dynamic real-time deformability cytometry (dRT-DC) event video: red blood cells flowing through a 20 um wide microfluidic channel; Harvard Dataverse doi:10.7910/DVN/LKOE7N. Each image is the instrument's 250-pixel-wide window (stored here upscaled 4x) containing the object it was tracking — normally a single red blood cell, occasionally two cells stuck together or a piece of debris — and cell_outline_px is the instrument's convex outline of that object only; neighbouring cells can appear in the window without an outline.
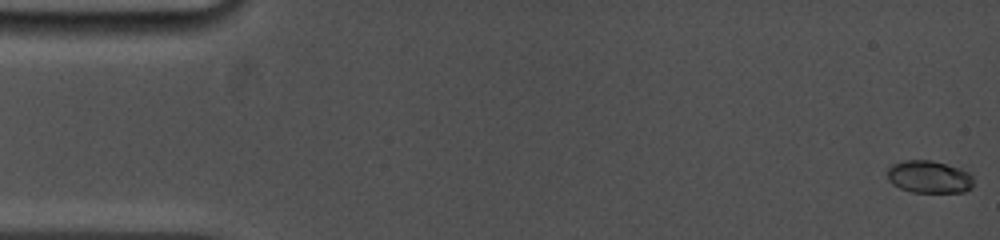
{"species": "common noctule bat (a hibernating species)", "species_latin": "Nyctalus noctula", "temperature_condition": "cold", "stored_images_in_passage": 59, "camera_frame_rate_fps": 5000, "um_per_image_px": 0.085, "animal": {"sex": "female", "body_mass_g": 19.0, "forearm_length_mm": 53.3}, "frame": {"image": 1, "passage_image": 1, "time_ms": 0.0, "image_size_px": [1000, 240], "cell_outline_px": [[972, 188], [964, 192], [912, 192], [900, 188], [892, 184], [888, 180], [888, 168], [892, 164], [904, 160], [932, 160], [960, 168], [968, 172], [972, 176]], "centroid_in_image_um": [78.96, 15.03], "position_along_channel_um": 6.0, "area_um2": 16.36}}
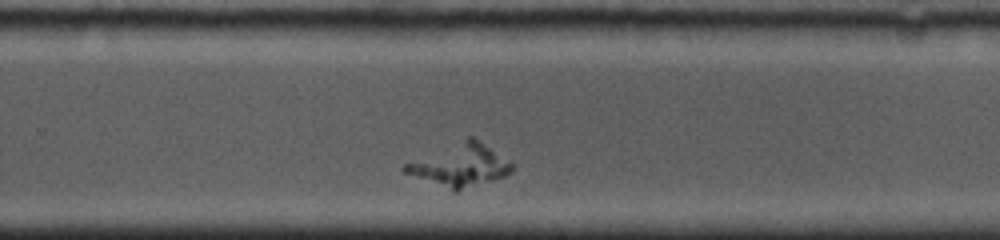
{"frame": {"image": 2, "passage_image": 43, "time_ms": 8.4, "image_size_px": [1000, 240], "cell_outline_px": [[516, 164], [512, 172], [504, 176], [456, 192], [452, 192], [404, 172], [400, 168], [404, 164], [468, 136], [472, 136]], "centroid_in_image_um": [39.12, 14.06], "position_along_channel_um": 290.7, "area_um2": 26.53}}
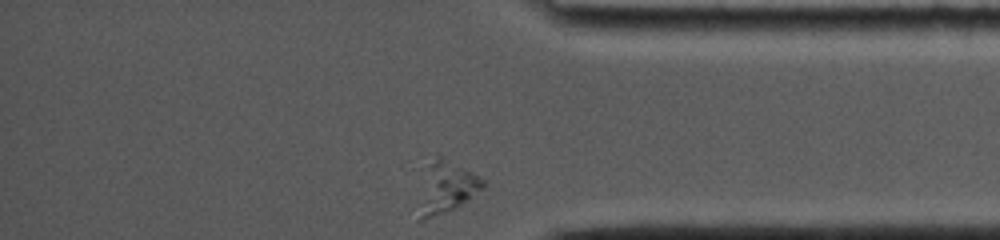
{"frame": {"image": 3, "passage_image": 58, "time_ms": 11.4, "image_size_px": [1000, 240], "cell_outline_px": [[484, 188], [456, 208], [420, 220], [420, 216], [428, 168], [436, 152], [484, 180]], "centroid_in_image_um": [38.05, 15.88], "position_along_channel_um": 397.2, "area_um2": 17.8}}